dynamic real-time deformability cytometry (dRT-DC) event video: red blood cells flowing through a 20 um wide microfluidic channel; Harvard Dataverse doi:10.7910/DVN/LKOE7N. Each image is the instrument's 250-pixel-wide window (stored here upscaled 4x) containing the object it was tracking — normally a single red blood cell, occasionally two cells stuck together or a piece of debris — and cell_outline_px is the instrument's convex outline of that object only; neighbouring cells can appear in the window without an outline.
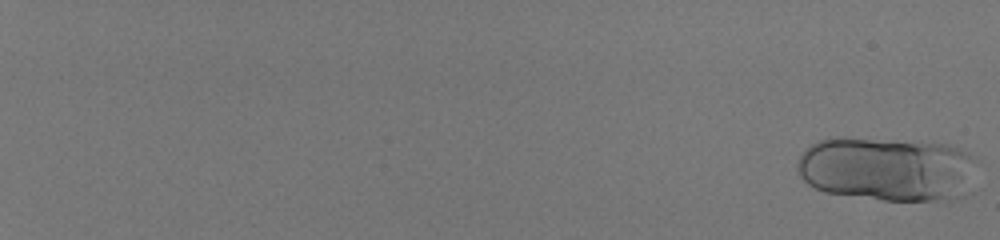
{"species": "human", "species_latin": "Homo sapiens", "temperature_condition": "room temperature", "stored_images_in_passage": 28, "camera_frame_rate_fps": 3000, "um_per_image_px": 0.085, "donor": {"sex": "male"}, "frame": {"image": 1, "passage_image": 1, "time_ms": 0.0, "image_size_px": [1000, 240], "cell_outline_px": [[968, 156], [960, 180], [948, 204], [884, 200], [824, 192], [808, 184], [800, 176], [796, 164], [800, 156], [812, 144], [820, 140], [872, 140], [948, 144], [968, 152]], "centroid_in_image_um": [75.17, 14.41], "position_along_channel_um": 9.8, "area_um2": 63.98}}